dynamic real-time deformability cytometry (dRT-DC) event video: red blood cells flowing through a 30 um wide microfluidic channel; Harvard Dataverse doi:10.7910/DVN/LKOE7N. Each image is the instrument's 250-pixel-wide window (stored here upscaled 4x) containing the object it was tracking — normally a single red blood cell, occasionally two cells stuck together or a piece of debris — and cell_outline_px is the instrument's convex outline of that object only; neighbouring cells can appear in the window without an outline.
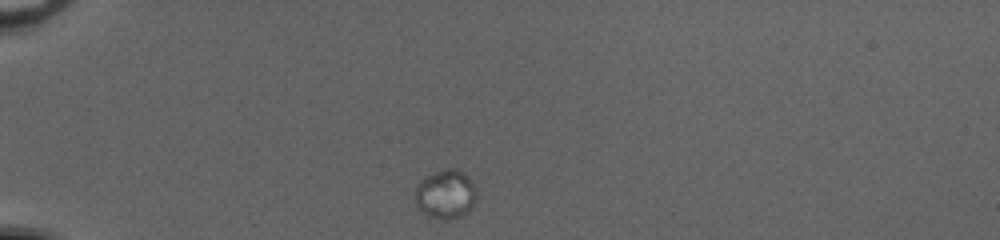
{"species": "common noctule bat (a hibernating species)", "species_latin": "Nyctalus noctula", "temperature_condition": "cold", "stored_images_in_passage": 39, "camera_frame_rate_fps": 3000, "um_per_image_px": 0.085, "animal": {"sex": "female", "body_mass_g": 20.0, "forearm_length_mm": 54.0}, "frame": {"image": 1, "passage_image": 1, "time_ms": 0.0, "image_size_px": [1000, 240], "cell_outline_px": [[476, 200], [468, 212], [460, 216], [444, 220], [428, 216], [420, 212], [416, 208], [416, 184], [424, 176], [444, 168], [456, 168], [468, 176], [472, 180], [476, 192]], "centroid_in_image_um": [37.85, 16.5], "position_along_channel_um": 47.1, "area_um2": 17.86}}
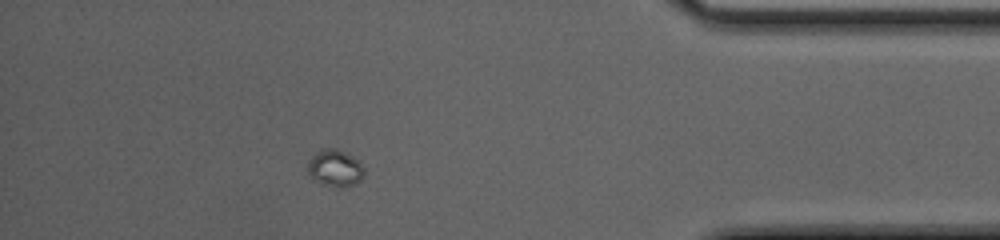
{"frame": {"image": 2, "passage_image": 34, "time_ms": 11.0, "image_size_px": [1000, 240], "cell_outline_px": [[364, 176], [356, 184], [348, 188], [340, 188], [320, 184], [308, 172], [308, 160], [316, 152], [324, 148], [336, 148], [352, 156], [364, 168]], "centroid_in_image_um": [28.49, 14.32], "position_along_channel_um": 406.7, "area_um2": 12.2}}